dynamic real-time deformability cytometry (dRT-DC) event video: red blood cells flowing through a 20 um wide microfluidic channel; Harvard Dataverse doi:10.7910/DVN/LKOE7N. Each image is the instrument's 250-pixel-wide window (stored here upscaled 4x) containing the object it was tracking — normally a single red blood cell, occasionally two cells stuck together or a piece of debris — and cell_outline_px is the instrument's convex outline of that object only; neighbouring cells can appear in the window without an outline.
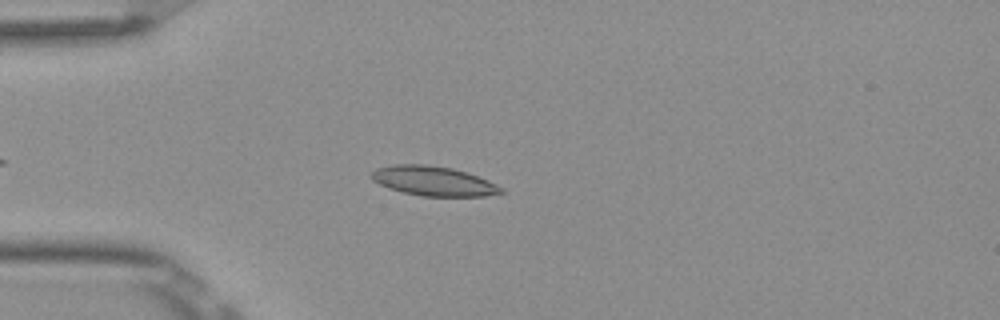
{"species": "Egyptian fruit bat (a non-hibernating species)", "species_latin": "Rousettus aegyptiacus", "temperature_condition": "room temperature", "stored_images_in_passage": 45, "camera_frame_rate_fps": 3000, "um_per_image_px": 0.085, "frame": {"image": 1, "passage_image": 10, "time_ms": 3.0, "image_size_px": [1000, 320], "cell_outline_px": [[504, 192], [484, 196], [420, 196], [388, 188], [372, 180], [372, 172], [376, 168], [392, 164], [424, 164], [452, 168], [468, 172], [488, 180], [504, 188]], "centroid_in_image_um": [36.85, 15.38], "position_along_channel_um": 48.1, "area_um2": 22.37}}
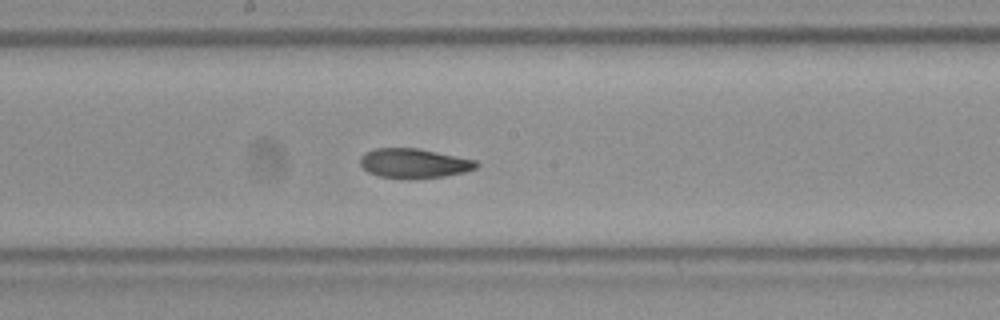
{"frame": {"image": 2, "passage_image": 24, "time_ms": 7.667, "image_size_px": [1000, 320], "cell_outline_px": [[480, 164], [476, 168], [464, 172], [444, 176], [380, 176], [368, 172], [360, 164], [360, 156], [364, 152], [376, 148], [420, 148], [476, 160]], "centroid_in_image_um": [35.2, 13.83], "position_along_channel_um": 213.0, "area_um2": 19.36}}
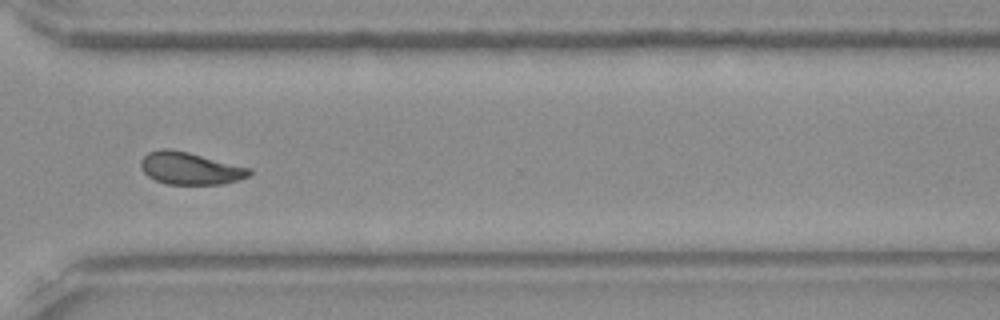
{"frame": {"image": 3, "passage_image": 35, "time_ms": 11.333, "image_size_px": [1000, 320], "cell_outline_px": [[252, 172], [248, 176], [240, 180], [224, 184], [168, 184], [156, 180], [148, 176], [140, 168], [140, 160], [148, 152], [160, 148], [168, 148], [188, 152], [252, 168]], "centroid_in_image_um": [16.17, 14.3], "position_along_channel_um": 354.4, "area_um2": 20.58}, "authors_computed_cell_mechanics": {"area_um2": 20.4034, "velocity_mm_per_s": 3.8545, "shape_relaxation_time_tau1_ms": null, "shape_relaxation_time_tau2_ms": 2.0441, "deformation_change_tau1": null, "deformation_change_tau2": 0.061}}